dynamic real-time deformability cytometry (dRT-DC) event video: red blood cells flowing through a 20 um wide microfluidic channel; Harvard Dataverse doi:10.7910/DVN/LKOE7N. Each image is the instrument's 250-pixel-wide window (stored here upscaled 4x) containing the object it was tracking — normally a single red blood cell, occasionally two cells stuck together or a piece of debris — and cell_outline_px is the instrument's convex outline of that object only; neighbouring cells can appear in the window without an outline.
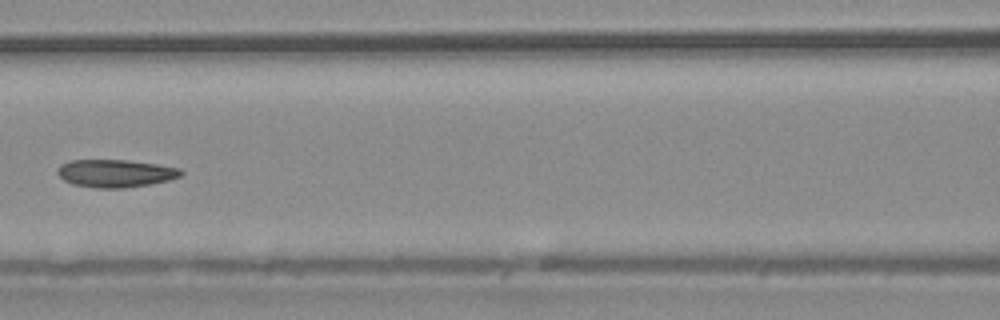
{"species": "common noctule bat (a hibernating species)", "species_latin": "Nyctalus noctula", "temperature_condition": "warm", "stored_images_in_passage": 9, "camera_frame_rate_fps": 3000, "um_per_image_px": 0.085, "animal": {"sex": "male", "body_mass_g": 20.4}, "frame": {"image": 1, "passage_image": 7, "time_ms": 2.0, "image_size_px": [1000, 320], "cell_outline_px": [[184, 172], [180, 176], [168, 180], [148, 184], [124, 188], [96, 188], [72, 184], [64, 180], [56, 172], [60, 164], [72, 160], [128, 160], [156, 164], [180, 168]], "centroid_in_image_um": [9.79, 14.73], "position_along_channel_um": 156.8, "area_um2": 19.88}}
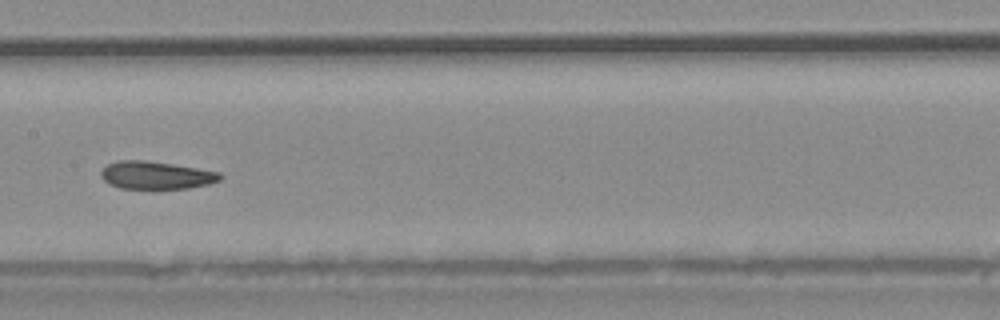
{"frame": {"image": 2, "passage_image": 8, "time_ms": 2.333, "image_size_px": [1000, 320], "cell_outline_px": [[224, 176], [220, 180], [208, 184], [188, 188], [152, 192], [120, 188], [108, 184], [100, 176], [100, 172], [108, 164], [120, 160], [148, 160], [220, 172]], "centroid_in_image_um": [13.25, 14.95], "position_along_channel_um": 194.2, "area_um2": 20.17}}